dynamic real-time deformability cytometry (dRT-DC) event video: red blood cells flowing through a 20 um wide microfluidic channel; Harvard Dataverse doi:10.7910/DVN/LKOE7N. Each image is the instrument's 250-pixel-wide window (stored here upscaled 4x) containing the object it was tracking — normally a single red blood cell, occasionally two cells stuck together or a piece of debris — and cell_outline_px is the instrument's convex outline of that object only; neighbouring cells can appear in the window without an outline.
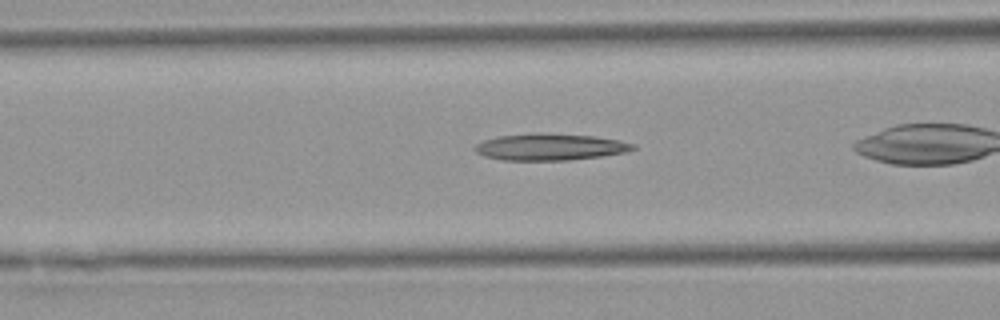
{"species": "Egyptian fruit bat (a non-hibernating species)", "species_latin": "Rousettus aegyptiacus", "temperature_condition": "warm", "stored_images_in_passage": 36, "camera_frame_rate_fps": 3000, "um_per_image_px": 0.085, "animal": {"sex": "female"}, "frame": {"image": 1, "passage_image": 16, "time_ms": 5.0, "image_size_px": [1000, 320], "cell_outline_px": [[636, 148], [628, 152], [604, 156], [568, 160], [504, 160], [484, 156], [476, 152], [476, 144], [484, 140], [500, 136], [532, 132], [536, 132], [592, 136], [620, 140], [636, 144]], "centroid_in_image_um": [46.81, 12.49], "position_along_channel_um": 119.8, "area_um2": 24.68}}
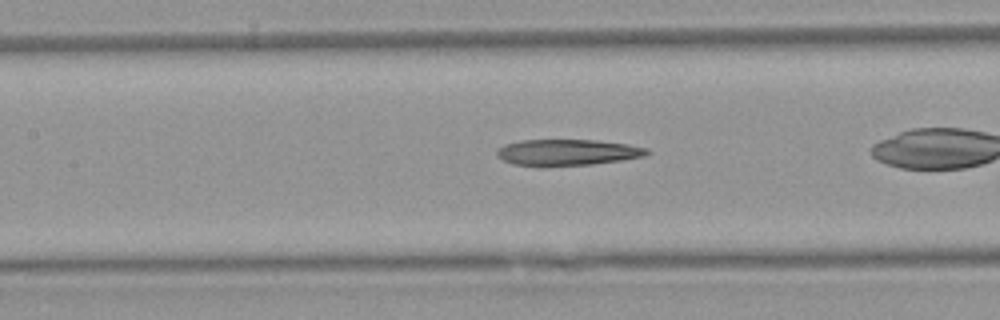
{"frame": {"image": 2, "passage_image": 19, "time_ms": 6.0, "image_size_px": [1000, 320], "cell_outline_px": [[652, 152], [644, 156], [620, 160], [592, 164], [544, 168], [540, 168], [512, 164], [496, 156], [496, 148], [504, 144], [520, 140], [596, 140], [628, 144], [648, 148]], "centroid_in_image_um": [48.16, 12.97], "position_along_channel_um": 159.2, "area_um2": 23.58}}
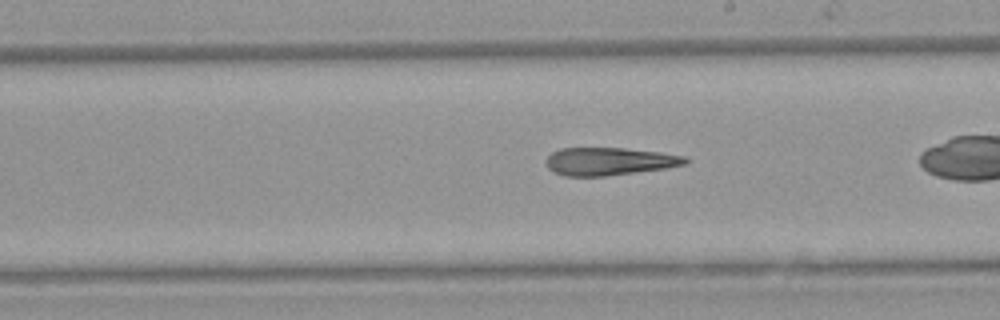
{"frame": {"image": 3, "passage_image": 25, "time_ms": 8.0, "image_size_px": [1000, 320], "cell_outline_px": [[688, 160], [684, 164], [664, 168], [604, 176], [564, 176], [552, 172], [548, 168], [544, 160], [552, 152], [560, 148], [624, 148], [660, 152], [684, 156]], "centroid_in_image_um": [51.7, 13.71], "position_along_channel_um": 237.3, "area_um2": 22.43}}